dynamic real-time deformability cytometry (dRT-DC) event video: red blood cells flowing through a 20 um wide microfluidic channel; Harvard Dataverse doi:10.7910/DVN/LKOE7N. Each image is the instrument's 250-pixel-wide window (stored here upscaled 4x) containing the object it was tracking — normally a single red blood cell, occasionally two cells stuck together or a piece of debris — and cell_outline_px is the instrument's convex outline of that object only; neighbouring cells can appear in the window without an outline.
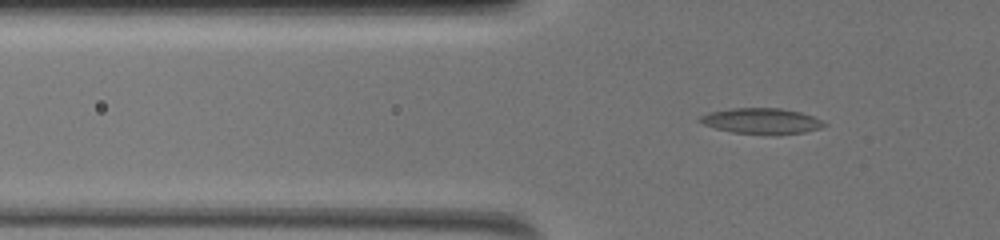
{"species": "common noctule bat (a hibernating species)", "species_latin": "Nyctalus noctula", "temperature_condition": "warm", "stored_images_in_passage": 51, "camera_frame_rate_fps": 3000, "um_per_image_px": 0.085, "animal": {"sex": "female", "body_mass_g": 19.5, "forearm_length_mm": 54.1}, "frame": {"image": 1, "passage_image": 15, "time_ms": 4.667, "image_size_px": [1000, 240], "cell_outline_px": [[828, 124], [820, 128], [804, 132], [776, 136], [772, 136], [732, 132], [716, 128], [704, 124], [696, 120], [700, 116], [708, 112], [732, 108], [780, 108], [800, 112], [812, 116]], "centroid_in_image_um": [64.72, 10.3], "position_along_channel_um": 61.1, "area_um2": 18.9}}
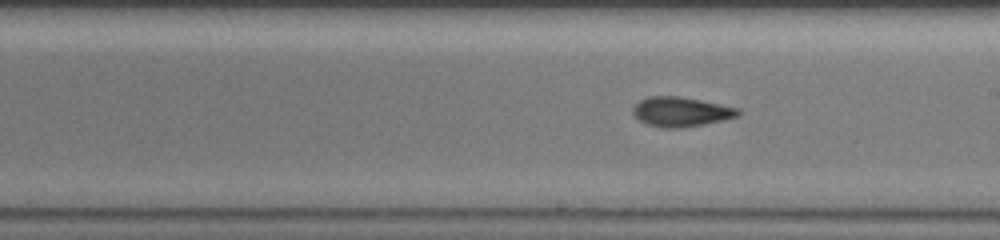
{"frame": {"image": 2, "passage_image": 30, "time_ms": 9.667, "image_size_px": [1000, 240], "cell_outline_px": [[740, 112], [736, 116], [724, 120], [704, 124], [680, 128], [664, 128], [648, 124], [632, 116], [632, 108], [640, 100], [648, 96], [680, 96], [740, 108]], "centroid_in_image_um": [57.86, 9.5], "position_along_channel_um": 231.1, "area_um2": 18.15}}
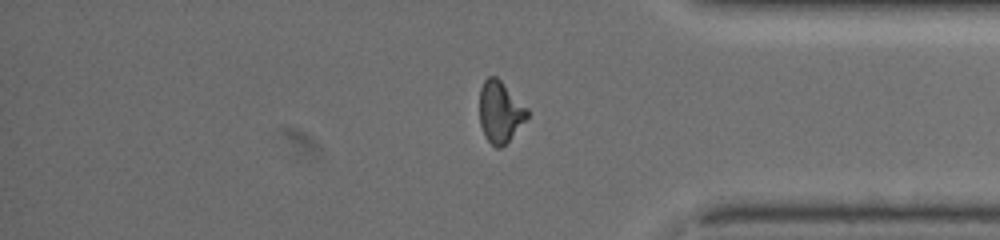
{"frame": {"image": 3, "passage_image": 44, "time_ms": 14.333, "image_size_px": [1000, 240], "cell_outline_px": [[528, 116], [508, 140], [500, 148], [496, 148], [484, 136], [480, 124], [480, 88], [484, 80], [488, 76], [496, 76], [528, 108]], "centroid_in_image_um": [42.49, 9.49], "position_along_channel_um": 392.7, "area_um2": 16.82}, "authors_computed_cell_mechanics": {"area_um2": 18.0336, "velocity_mm_per_s": 3.6625, "shape_relaxation_time_tau1_ms": null, "shape_relaxation_time_tau2_ms": 3.2156, "deformation_change_tau1": null, "deformation_change_tau2": 0.1069}}